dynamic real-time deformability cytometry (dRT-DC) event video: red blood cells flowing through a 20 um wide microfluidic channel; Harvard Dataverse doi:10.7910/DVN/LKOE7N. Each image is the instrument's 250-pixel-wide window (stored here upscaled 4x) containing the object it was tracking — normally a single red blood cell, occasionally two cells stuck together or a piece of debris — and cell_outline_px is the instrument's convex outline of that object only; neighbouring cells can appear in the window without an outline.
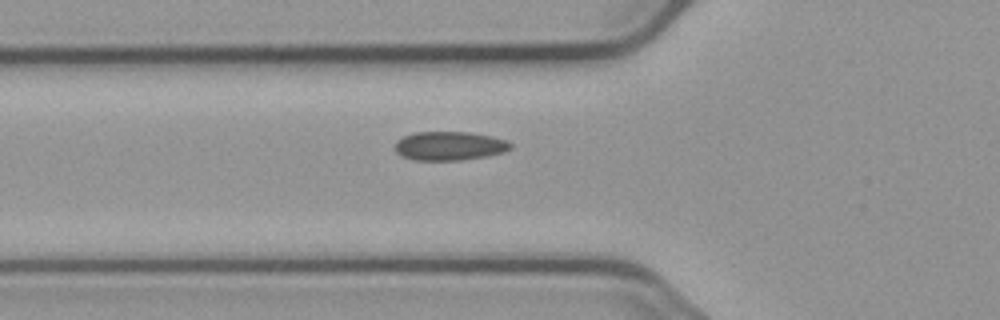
{"species": "common noctule bat (a hibernating species)", "species_latin": "Nyctalus noctula", "temperature_condition": "cold", "stored_images_in_passage": 39, "camera_frame_rate_fps": 3000, "um_per_image_px": 0.085, "animal": {"sex": "male", "body_mass_g": 23.1, "forearm_length_mm": 52.7}, "frame": {"image": 1, "passage_image": 8, "time_ms": 2.333, "image_size_px": [1000, 320], "cell_outline_px": [[512, 148], [504, 152], [484, 156], [460, 160], [416, 160], [404, 156], [396, 152], [396, 144], [404, 136], [416, 132], [468, 132], [492, 136], [508, 140], [512, 144]], "centroid_in_image_um": [38.26, 12.39], "position_along_channel_um": 87.5, "area_um2": 19.19}}
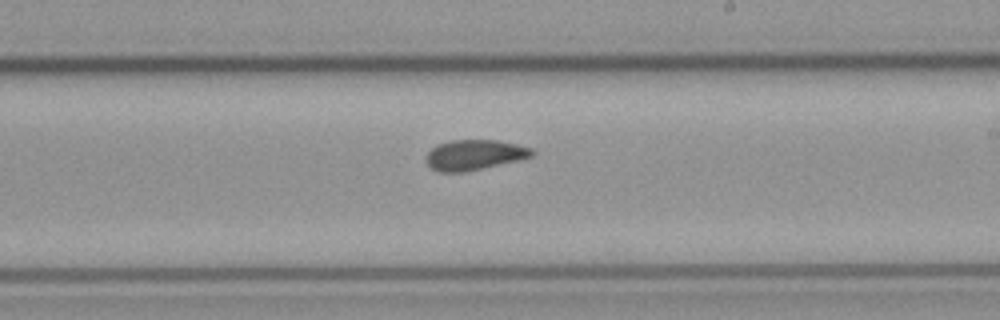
{"frame": {"image": 2, "passage_image": 21, "time_ms": 6.667, "image_size_px": [1000, 320], "cell_outline_px": [[536, 152], [532, 156], [524, 160], [464, 172], [440, 172], [432, 168], [428, 164], [428, 152], [436, 144], [452, 140], [496, 140], [516, 144], [532, 148]], "centroid_in_image_um": [40.4, 13.17], "position_along_channel_um": 248.6, "area_um2": 18.79}}
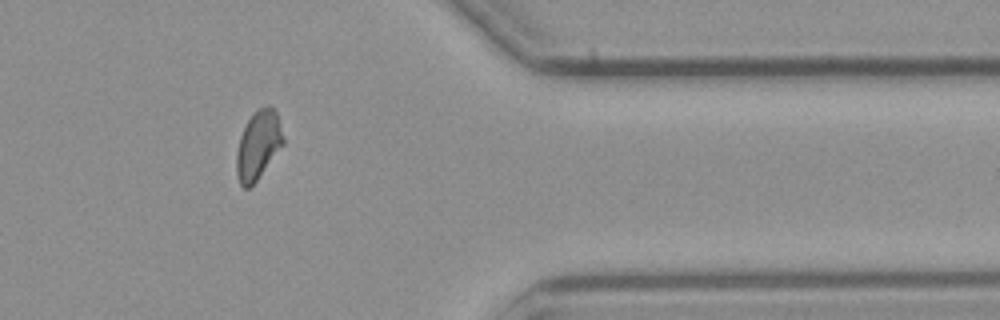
{"frame": {"image": 3, "passage_image": 34, "time_ms": 11.0, "image_size_px": [1000, 320], "cell_outline_px": [[284, 144], [256, 180], [248, 188], [244, 188], [240, 184], [236, 172], [236, 152], [240, 136], [252, 112], [268, 104], [276, 112], [284, 140]], "centroid_in_image_um": [21.93, 12.32], "position_along_channel_um": 389.5, "area_um2": 18.44}, "authors_computed_cell_mechanics": {"area_um2": 18.9006, "velocity_mm_per_s": 3.6953, "shape_relaxation_time_tau1_ms": null, "shape_relaxation_time_tau2_ms": 4.8532, "deformation_change_tau1": null, "deformation_change_tau2": 0.0702}}